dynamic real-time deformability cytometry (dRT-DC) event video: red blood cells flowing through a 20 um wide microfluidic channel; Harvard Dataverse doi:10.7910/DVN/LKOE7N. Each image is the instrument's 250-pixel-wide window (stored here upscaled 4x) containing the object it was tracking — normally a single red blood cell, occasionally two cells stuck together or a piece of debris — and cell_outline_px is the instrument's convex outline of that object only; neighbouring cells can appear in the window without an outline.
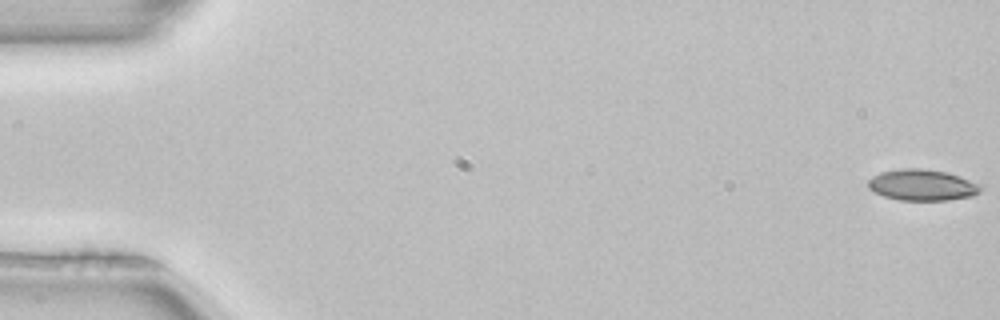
{"species": "common noctule bat (a hibernating species)", "species_latin": "Nyctalus noctula", "temperature_condition": "room temperature", "stored_images_in_passage": 52, "camera_frame_rate_fps": 3000, "um_per_image_px": 0.085, "animal": {"sex": "female", "body_mass_g": 22.7, "forearm_length_mm": 54.2}, "frame": {"image": 1, "passage_image": 1, "time_ms": 0.0, "image_size_px": [1000, 320], "cell_outline_px": [[984, 188], [980, 192], [972, 196], [948, 200], [900, 200], [884, 196], [872, 192], [868, 188], [868, 180], [872, 176], [880, 172], [904, 168], [920, 168], [948, 172], [984, 184]], "centroid_in_image_um": [78.43, 15.72], "position_along_channel_um": 6.6, "area_um2": 20.81}}
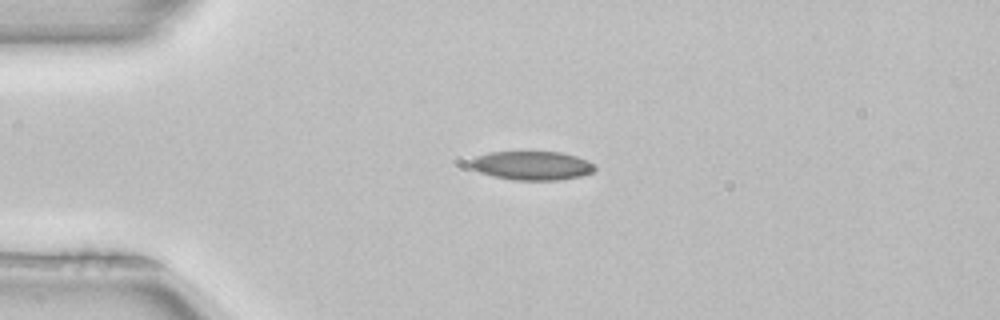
{"frame": {"image": 2, "passage_image": 13, "time_ms": 4.0, "image_size_px": [1000, 320], "cell_outline_px": [[596, 168], [592, 172], [580, 176], [556, 180], [512, 180], [492, 176], [480, 172], [472, 168], [468, 164], [468, 160], [476, 156], [488, 152], [560, 152], [576, 156], [588, 160], [596, 164]], "centroid_in_image_um": [45.18, 14.07], "position_along_channel_um": 39.8, "area_um2": 21.1}}
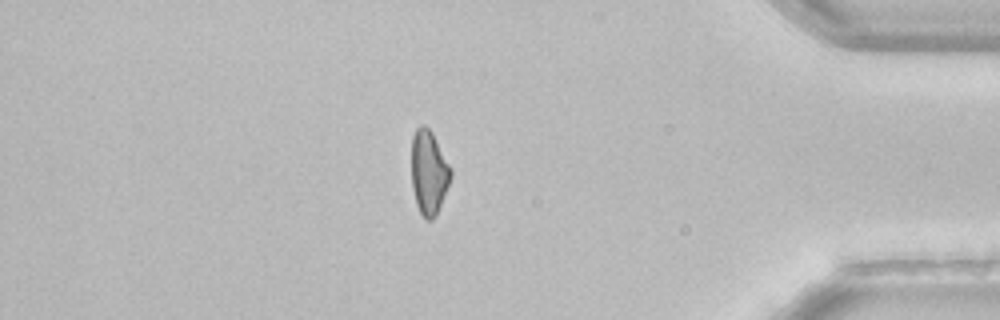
{"frame": {"image": 3, "passage_image": 45, "time_ms": 14.667, "image_size_px": [1000, 320], "cell_outline_px": [[452, 176], [436, 216], [432, 220], [424, 220], [416, 204], [412, 188], [412, 136], [416, 128], [420, 124], [424, 124], [432, 132], [452, 168]], "centroid_in_image_um": [36.45, 14.65], "position_along_channel_um": 398.7, "area_um2": 19.48}}